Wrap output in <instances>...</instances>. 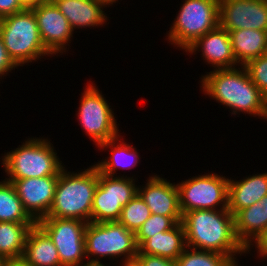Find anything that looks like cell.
<instances>
[{
	"instance_id": "obj_1",
	"label": "cell",
	"mask_w": 267,
	"mask_h": 266,
	"mask_svg": "<svg viewBox=\"0 0 267 266\" xmlns=\"http://www.w3.org/2000/svg\"><path fill=\"white\" fill-rule=\"evenodd\" d=\"M182 224L186 247L223 254L240 266L236 255H246V248L237 239L234 215L228 209L185 212Z\"/></svg>"
},
{
	"instance_id": "obj_2",
	"label": "cell",
	"mask_w": 267,
	"mask_h": 266,
	"mask_svg": "<svg viewBox=\"0 0 267 266\" xmlns=\"http://www.w3.org/2000/svg\"><path fill=\"white\" fill-rule=\"evenodd\" d=\"M200 78L203 93L229 107L231 115L242 112L265 119L267 98L252 82L244 65L213 69Z\"/></svg>"
},
{
	"instance_id": "obj_3",
	"label": "cell",
	"mask_w": 267,
	"mask_h": 266,
	"mask_svg": "<svg viewBox=\"0 0 267 266\" xmlns=\"http://www.w3.org/2000/svg\"><path fill=\"white\" fill-rule=\"evenodd\" d=\"M98 185L95 165L77 173L63 167L58 176L54 200L47 217L92 222V205Z\"/></svg>"
},
{
	"instance_id": "obj_4",
	"label": "cell",
	"mask_w": 267,
	"mask_h": 266,
	"mask_svg": "<svg viewBox=\"0 0 267 266\" xmlns=\"http://www.w3.org/2000/svg\"><path fill=\"white\" fill-rule=\"evenodd\" d=\"M1 158L2 167L8 175L5 179L59 175L65 166L59 159L53 144L47 138H28L21 146L10 150Z\"/></svg>"
},
{
	"instance_id": "obj_5",
	"label": "cell",
	"mask_w": 267,
	"mask_h": 266,
	"mask_svg": "<svg viewBox=\"0 0 267 266\" xmlns=\"http://www.w3.org/2000/svg\"><path fill=\"white\" fill-rule=\"evenodd\" d=\"M0 36L9 56L18 66L52 56L39 34L32 9H24L0 19ZM40 58V59H39Z\"/></svg>"
},
{
	"instance_id": "obj_6",
	"label": "cell",
	"mask_w": 267,
	"mask_h": 266,
	"mask_svg": "<svg viewBox=\"0 0 267 266\" xmlns=\"http://www.w3.org/2000/svg\"><path fill=\"white\" fill-rule=\"evenodd\" d=\"M137 254L135 233L126 229L118 221L87 224L85 230L87 260L100 262L101 258L107 257L111 258V261H116L123 256L119 266H126L133 264Z\"/></svg>"
},
{
	"instance_id": "obj_7",
	"label": "cell",
	"mask_w": 267,
	"mask_h": 266,
	"mask_svg": "<svg viewBox=\"0 0 267 266\" xmlns=\"http://www.w3.org/2000/svg\"><path fill=\"white\" fill-rule=\"evenodd\" d=\"M176 15L167 41L184 51L219 26V0H185Z\"/></svg>"
},
{
	"instance_id": "obj_8",
	"label": "cell",
	"mask_w": 267,
	"mask_h": 266,
	"mask_svg": "<svg viewBox=\"0 0 267 266\" xmlns=\"http://www.w3.org/2000/svg\"><path fill=\"white\" fill-rule=\"evenodd\" d=\"M79 99V109L76 114L79 125L86 135L95 143L96 147L105 141L115 138L119 134V127L115 113L110 103L98 90L96 84L90 81Z\"/></svg>"
},
{
	"instance_id": "obj_9",
	"label": "cell",
	"mask_w": 267,
	"mask_h": 266,
	"mask_svg": "<svg viewBox=\"0 0 267 266\" xmlns=\"http://www.w3.org/2000/svg\"><path fill=\"white\" fill-rule=\"evenodd\" d=\"M228 179L211 171L177 183L182 215L192 210L227 209Z\"/></svg>"
},
{
	"instance_id": "obj_10",
	"label": "cell",
	"mask_w": 267,
	"mask_h": 266,
	"mask_svg": "<svg viewBox=\"0 0 267 266\" xmlns=\"http://www.w3.org/2000/svg\"><path fill=\"white\" fill-rule=\"evenodd\" d=\"M135 180L133 176L124 174L114 177L98 172V185L92 205V222L118 221L123 206L138 194L139 186Z\"/></svg>"
},
{
	"instance_id": "obj_11",
	"label": "cell",
	"mask_w": 267,
	"mask_h": 266,
	"mask_svg": "<svg viewBox=\"0 0 267 266\" xmlns=\"http://www.w3.org/2000/svg\"><path fill=\"white\" fill-rule=\"evenodd\" d=\"M37 224L55 244L61 266H79L85 257L87 222L77 219L43 218Z\"/></svg>"
},
{
	"instance_id": "obj_12",
	"label": "cell",
	"mask_w": 267,
	"mask_h": 266,
	"mask_svg": "<svg viewBox=\"0 0 267 266\" xmlns=\"http://www.w3.org/2000/svg\"><path fill=\"white\" fill-rule=\"evenodd\" d=\"M219 26L267 31V0H219Z\"/></svg>"
},
{
	"instance_id": "obj_13",
	"label": "cell",
	"mask_w": 267,
	"mask_h": 266,
	"mask_svg": "<svg viewBox=\"0 0 267 266\" xmlns=\"http://www.w3.org/2000/svg\"><path fill=\"white\" fill-rule=\"evenodd\" d=\"M36 16L40 38L45 48L54 56L67 52L73 37L68 19L52 0L31 8Z\"/></svg>"
},
{
	"instance_id": "obj_14",
	"label": "cell",
	"mask_w": 267,
	"mask_h": 266,
	"mask_svg": "<svg viewBox=\"0 0 267 266\" xmlns=\"http://www.w3.org/2000/svg\"><path fill=\"white\" fill-rule=\"evenodd\" d=\"M59 175L5 179L13 183L24 210L37 223L47 217L54 200Z\"/></svg>"
},
{
	"instance_id": "obj_15",
	"label": "cell",
	"mask_w": 267,
	"mask_h": 266,
	"mask_svg": "<svg viewBox=\"0 0 267 266\" xmlns=\"http://www.w3.org/2000/svg\"><path fill=\"white\" fill-rule=\"evenodd\" d=\"M147 180L145 186L138 187V195L147 204L151 214L182 217L177 184L157 174L149 176Z\"/></svg>"
},
{
	"instance_id": "obj_16",
	"label": "cell",
	"mask_w": 267,
	"mask_h": 266,
	"mask_svg": "<svg viewBox=\"0 0 267 266\" xmlns=\"http://www.w3.org/2000/svg\"><path fill=\"white\" fill-rule=\"evenodd\" d=\"M196 51H202L200 55L204 62L212 65L214 70L240 66L232 50L230 34L220 26L201 36L184 52L195 55Z\"/></svg>"
},
{
	"instance_id": "obj_17",
	"label": "cell",
	"mask_w": 267,
	"mask_h": 266,
	"mask_svg": "<svg viewBox=\"0 0 267 266\" xmlns=\"http://www.w3.org/2000/svg\"><path fill=\"white\" fill-rule=\"evenodd\" d=\"M60 12L68 19L71 29L82 30L87 27L105 26L107 12L106 7L99 0H52ZM105 24V25H103Z\"/></svg>"
},
{
	"instance_id": "obj_18",
	"label": "cell",
	"mask_w": 267,
	"mask_h": 266,
	"mask_svg": "<svg viewBox=\"0 0 267 266\" xmlns=\"http://www.w3.org/2000/svg\"><path fill=\"white\" fill-rule=\"evenodd\" d=\"M267 195V172L250 175L242 180L228 179V210L235 215Z\"/></svg>"
},
{
	"instance_id": "obj_19",
	"label": "cell",
	"mask_w": 267,
	"mask_h": 266,
	"mask_svg": "<svg viewBox=\"0 0 267 266\" xmlns=\"http://www.w3.org/2000/svg\"><path fill=\"white\" fill-rule=\"evenodd\" d=\"M235 233L247 248L267 226V195L234 215Z\"/></svg>"
},
{
	"instance_id": "obj_20",
	"label": "cell",
	"mask_w": 267,
	"mask_h": 266,
	"mask_svg": "<svg viewBox=\"0 0 267 266\" xmlns=\"http://www.w3.org/2000/svg\"><path fill=\"white\" fill-rule=\"evenodd\" d=\"M22 259L30 266H61L55 244L37 223L27 235Z\"/></svg>"
},
{
	"instance_id": "obj_21",
	"label": "cell",
	"mask_w": 267,
	"mask_h": 266,
	"mask_svg": "<svg viewBox=\"0 0 267 266\" xmlns=\"http://www.w3.org/2000/svg\"><path fill=\"white\" fill-rule=\"evenodd\" d=\"M121 138L123 139V136L121 137V135H118L98 145V148L102 149V151L111 148V156L94 164L99 173L117 177L118 173H116V171H118V169L127 170L138 165L140 161L138 150L124 142V140L122 141Z\"/></svg>"
},
{
	"instance_id": "obj_22",
	"label": "cell",
	"mask_w": 267,
	"mask_h": 266,
	"mask_svg": "<svg viewBox=\"0 0 267 266\" xmlns=\"http://www.w3.org/2000/svg\"><path fill=\"white\" fill-rule=\"evenodd\" d=\"M185 230L182 222L172 229L148 238L138 250L142 254L155 255L176 260L185 250Z\"/></svg>"
},
{
	"instance_id": "obj_23",
	"label": "cell",
	"mask_w": 267,
	"mask_h": 266,
	"mask_svg": "<svg viewBox=\"0 0 267 266\" xmlns=\"http://www.w3.org/2000/svg\"><path fill=\"white\" fill-rule=\"evenodd\" d=\"M236 62L241 66L249 60L265 55L267 31L240 29L229 32Z\"/></svg>"
},
{
	"instance_id": "obj_24",
	"label": "cell",
	"mask_w": 267,
	"mask_h": 266,
	"mask_svg": "<svg viewBox=\"0 0 267 266\" xmlns=\"http://www.w3.org/2000/svg\"><path fill=\"white\" fill-rule=\"evenodd\" d=\"M35 224L0 222V255L5 260L22 259L27 235Z\"/></svg>"
},
{
	"instance_id": "obj_25",
	"label": "cell",
	"mask_w": 267,
	"mask_h": 266,
	"mask_svg": "<svg viewBox=\"0 0 267 266\" xmlns=\"http://www.w3.org/2000/svg\"><path fill=\"white\" fill-rule=\"evenodd\" d=\"M0 222L36 223L24 210L12 182L0 181Z\"/></svg>"
},
{
	"instance_id": "obj_26",
	"label": "cell",
	"mask_w": 267,
	"mask_h": 266,
	"mask_svg": "<svg viewBox=\"0 0 267 266\" xmlns=\"http://www.w3.org/2000/svg\"><path fill=\"white\" fill-rule=\"evenodd\" d=\"M175 261L177 266H237L223 254L189 247Z\"/></svg>"
},
{
	"instance_id": "obj_27",
	"label": "cell",
	"mask_w": 267,
	"mask_h": 266,
	"mask_svg": "<svg viewBox=\"0 0 267 266\" xmlns=\"http://www.w3.org/2000/svg\"><path fill=\"white\" fill-rule=\"evenodd\" d=\"M150 216V209L137 194L125 206H123L118 222L126 229L136 234Z\"/></svg>"
},
{
	"instance_id": "obj_28",
	"label": "cell",
	"mask_w": 267,
	"mask_h": 266,
	"mask_svg": "<svg viewBox=\"0 0 267 266\" xmlns=\"http://www.w3.org/2000/svg\"><path fill=\"white\" fill-rule=\"evenodd\" d=\"M179 222H182V217H167L151 214L135 234L138 248L148 238L153 237L160 232H166L172 229Z\"/></svg>"
},
{
	"instance_id": "obj_29",
	"label": "cell",
	"mask_w": 267,
	"mask_h": 266,
	"mask_svg": "<svg viewBox=\"0 0 267 266\" xmlns=\"http://www.w3.org/2000/svg\"><path fill=\"white\" fill-rule=\"evenodd\" d=\"M252 82L267 98V55L249 60L245 65Z\"/></svg>"
},
{
	"instance_id": "obj_30",
	"label": "cell",
	"mask_w": 267,
	"mask_h": 266,
	"mask_svg": "<svg viewBox=\"0 0 267 266\" xmlns=\"http://www.w3.org/2000/svg\"><path fill=\"white\" fill-rule=\"evenodd\" d=\"M133 266H177L175 260L169 258L142 254L138 250V254L132 264Z\"/></svg>"
},
{
	"instance_id": "obj_31",
	"label": "cell",
	"mask_w": 267,
	"mask_h": 266,
	"mask_svg": "<svg viewBox=\"0 0 267 266\" xmlns=\"http://www.w3.org/2000/svg\"><path fill=\"white\" fill-rule=\"evenodd\" d=\"M19 66L9 56L0 36V79ZM1 81V80H0Z\"/></svg>"
},
{
	"instance_id": "obj_32",
	"label": "cell",
	"mask_w": 267,
	"mask_h": 266,
	"mask_svg": "<svg viewBox=\"0 0 267 266\" xmlns=\"http://www.w3.org/2000/svg\"><path fill=\"white\" fill-rule=\"evenodd\" d=\"M246 248V253H250L251 249L255 248L257 251V257L267 259V226L260 233V235ZM253 247V248H251Z\"/></svg>"
},
{
	"instance_id": "obj_33",
	"label": "cell",
	"mask_w": 267,
	"mask_h": 266,
	"mask_svg": "<svg viewBox=\"0 0 267 266\" xmlns=\"http://www.w3.org/2000/svg\"><path fill=\"white\" fill-rule=\"evenodd\" d=\"M24 9L19 0H0V19Z\"/></svg>"
},
{
	"instance_id": "obj_34",
	"label": "cell",
	"mask_w": 267,
	"mask_h": 266,
	"mask_svg": "<svg viewBox=\"0 0 267 266\" xmlns=\"http://www.w3.org/2000/svg\"><path fill=\"white\" fill-rule=\"evenodd\" d=\"M22 6L26 9H31L41 3L48 2L49 0H19Z\"/></svg>"
},
{
	"instance_id": "obj_35",
	"label": "cell",
	"mask_w": 267,
	"mask_h": 266,
	"mask_svg": "<svg viewBox=\"0 0 267 266\" xmlns=\"http://www.w3.org/2000/svg\"><path fill=\"white\" fill-rule=\"evenodd\" d=\"M3 266H30L23 259L6 260Z\"/></svg>"
},
{
	"instance_id": "obj_36",
	"label": "cell",
	"mask_w": 267,
	"mask_h": 266,
	"mask_svg": "<svg viewBox=\"0 0 267 266\" xmlns=\"http://www.w3.org/2000/svg\"><path fill=\"white\" fill-rule=\"evenodd\" d=\"M87 262V263H86ZM79 266H110V263L109 265H107L106 263L103 264L102 261L98 262V261H89V260H85V262H83L81 265Z\"/></svg>"
},
{
	"instance_id": "obj_37",
	"label": "cell",
	"mask_w": 267,
	"mask_h": 266,
	"mask_svg": "<svg viewBox=\"0 0 267 266\" xmlns=\"http://www.w3.org/2000/svg\"><path fill=\"white\" fill-rule=\"evenodd\" d=\"M101 1L107 8L110 7L111 5H113V3L115 4L116 2H118V0H99Z\"/></svg>"
},
{
	"instance_id": "obj_38",
	"label": "cell",
	"mask_w": 267,
	"mask_h": 266,
	"mask_svg": "<svg viewBox=\"0 0 267 266\" xmlns=\"http://www.w3.org/2000/svg\"><path fill=\"white\" fill-rule=\"evenodd\" d=\"M5 259L0 255V266H3V264L5 263Z\"/></svg>"
},
{
	"instance_id": "obj_39",
	"label": "cell",
	"mask_w": 267,
	"mask_h": 266,
	"mask_svg": "<svg viewBox=\"0 0 267 266\" xmlns=\"http://www.w3.org/2000/svg\"><path fill=\"white\" fill-rule=\"evenodd\" d=\"M265 120H267V102H266V115H265Z\"/></svg>"
}]
</instances>
